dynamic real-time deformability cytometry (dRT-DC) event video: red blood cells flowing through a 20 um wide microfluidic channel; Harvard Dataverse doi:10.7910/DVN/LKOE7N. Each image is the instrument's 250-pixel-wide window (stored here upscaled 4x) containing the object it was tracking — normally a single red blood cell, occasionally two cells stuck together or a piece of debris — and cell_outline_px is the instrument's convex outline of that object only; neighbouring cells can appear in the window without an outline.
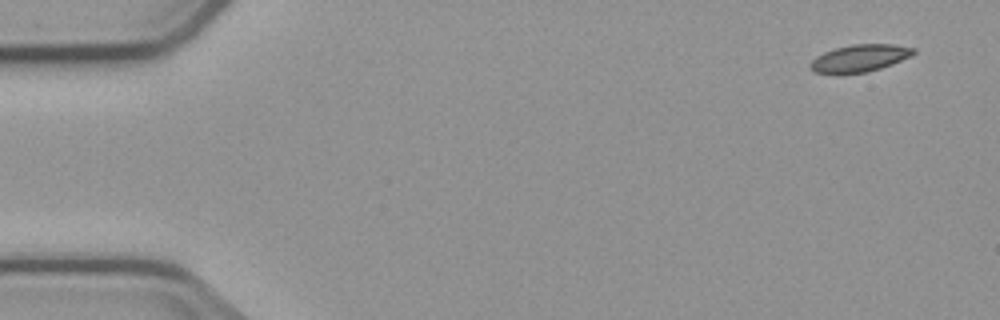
{"species": "common noctule bat (a hibernating species)", "species_latin": "Nyctalus noctula", "temperature_condition": "cold", "stored_images_in_passage": 5, "camera_frame_rate_fps": 3000, "um_per_image_px": 0.085, "animal": {"sex": "male", "body_mass_g": 23.1, "forearm_length_mm": 52.7}, "frame": {"image": 1, "passage_image": 1, "time_ms": 0.0, "image_size_px": [1000, 320], "cell_outline_px": [[916, 52], [912, 56], [892, 64], [868, 72], [840, 76], [836, 76], [812, 72], [808, 68], [808, 64], [816, 56], [824, 52], [836, 48], [852, 44], [892, 44], [916, 48]], "centroid_in_image_um": [73.0, 4.99], "position_along_channel_um": 12.0, "area_um2": 17.11}}
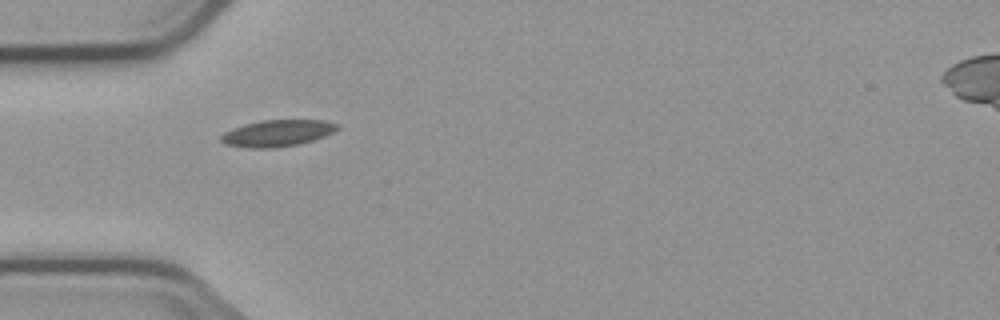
{"frame": {"image": 2, "passage_image": 4, "time_ms": 4.667, "image_size_px": [1000, 320], "cell_outline_px": [[340, 128], [324, 136], [300, 144], [276, 148], [248, 148], [224, 144], [220, 140], [220, 136], [224, 132], [232, 128], [244, 124], [260, 120], [324, 120], [340, 124]], "centroid_in_image_um": [23.56, 11.32], "position_along_channel_um": 61.4, "area_um2": 18.21}}
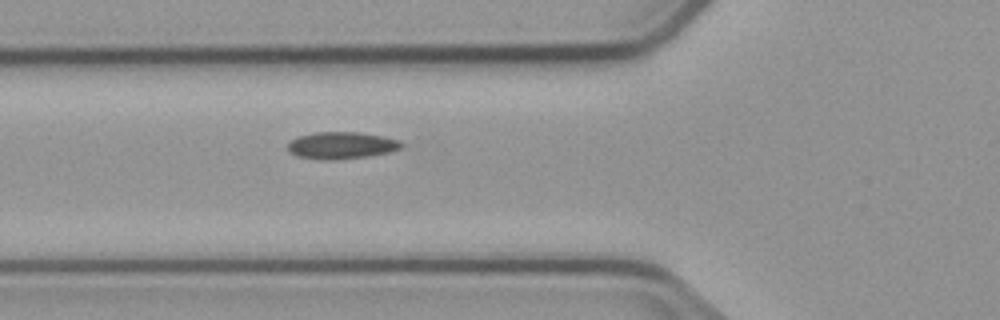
{"frame": {"image": 3, "passage_image": 5, "time_ms": 5.667, "image_size_px": [1000, 320], "cell_outline_px": [[404, 144], [400, 148], [388, 152], [368, 156], [328, 160], [296, 156], [288, 152], [288, 144], [296, 136], [316, 132], [360, 132], [384, 136], [400, 140]], "centroid_in_image_um": [29.02, 12.34], "position_along_channel_um": 96.8, "area_um2": 17.86}}